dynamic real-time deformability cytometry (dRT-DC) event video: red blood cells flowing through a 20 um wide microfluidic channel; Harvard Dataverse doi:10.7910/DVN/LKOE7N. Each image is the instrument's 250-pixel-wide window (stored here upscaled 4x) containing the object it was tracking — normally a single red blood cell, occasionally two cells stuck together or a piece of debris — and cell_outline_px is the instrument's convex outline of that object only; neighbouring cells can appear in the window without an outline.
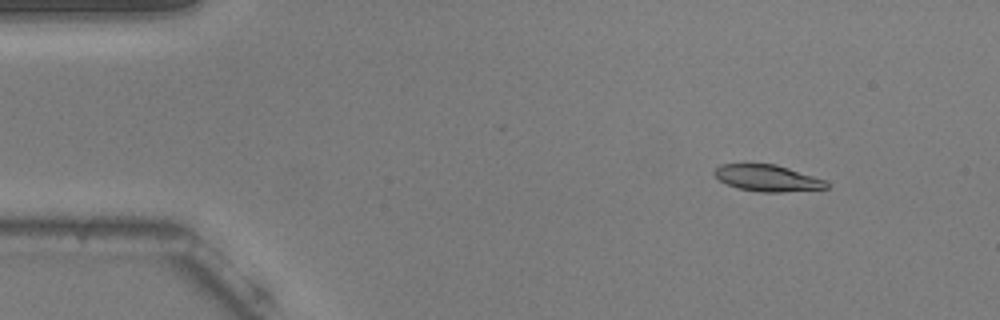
{"species": "common noctule bat (a hibernating species)", "species_latin": "Nyctalus noctula", "temperature_condition": "warm", "stored_images_in_passage": 35, "camera_frame_rate_fps": 3000, "um_per_image_px": 0.085, "animal": {"sex": "male", "body_mass_g": 20.5, "forearm_length_mm": 52.5}, "frame": {"image": 1, "passage_image": 7, "time_ms": 2.0, "image_size_px": [1000, 320], "cell_outline_px": [[828, 188], [784, 192], [760, 192], [740, 188], [728, 184], [720, 180], [712, 172], [720, 164], [776, 164], [828, 180]], "centroid_in_image_um": [65.28, 15.13], "position_along_channel_um": 19.7, "area_um2": 17.28}}
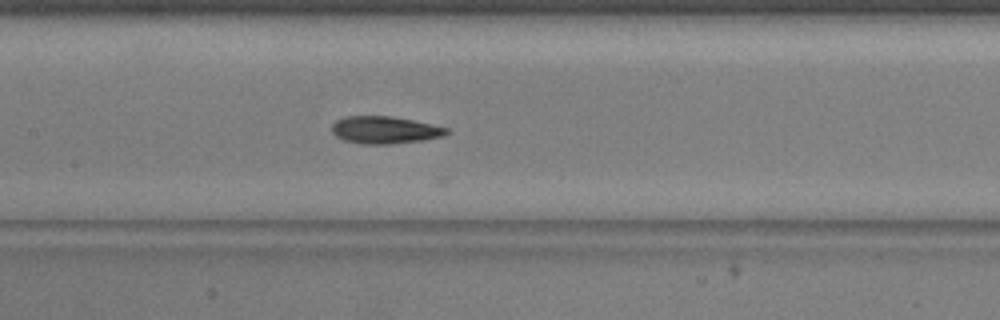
{"frame": {"image": 2, "passage_image": 26, "time_ms": 8.333, "image_size_px": [1000, 320], "cell_outline_px": [[448, 132], [444, 136], [424, 140], [392, 144], [364, 144], [344, 140], [336, 136], [332, 132], [332, 124], [336, 120], [344, 116], [392, 116], [432, 124], [448, 128]], "centroid_in_image_um": [32.7, 11.04], "position_along_channel_um": 174.7, "area_um2": 18.32}}